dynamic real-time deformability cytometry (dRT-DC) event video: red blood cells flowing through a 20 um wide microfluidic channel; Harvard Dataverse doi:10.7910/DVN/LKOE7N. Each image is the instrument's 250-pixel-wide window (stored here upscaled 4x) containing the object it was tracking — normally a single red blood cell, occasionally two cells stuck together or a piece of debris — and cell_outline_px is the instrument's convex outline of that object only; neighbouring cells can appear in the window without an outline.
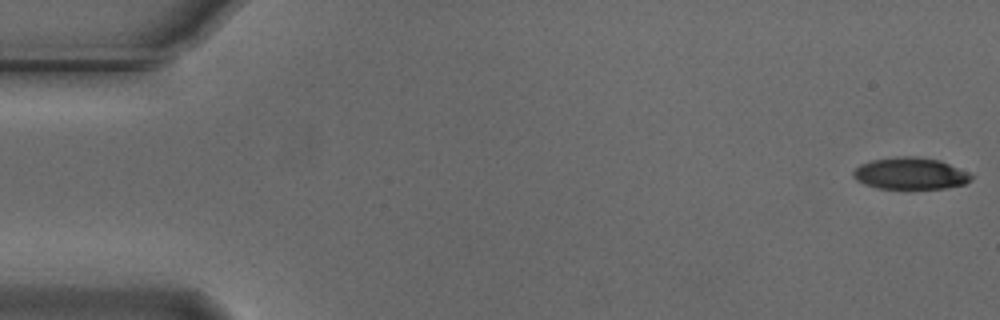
{"species": "Egyptian fruit bat (a non-hibernating species)", "species_latin": "Rousettus aegyptiacus", "temperature_condition": "cold", "stored_images_in_passage": 55, "camera_frame_rate_fps": 3000, "um_per_image_px": 0.085, "animal": {"sex": "male"}, "frame": {"image": 1, "passage_image": 1, "time_ms": 0.0, "image_size_px": [1000, 320], "cell_outline_px": [[972, 180], [964, 184], [944, 188], [876, 188], [864, 184], [856, 180], [852, 176], [852, 172], [860, 164], [872, 160], [896, 156], [916, 156], [940, 160], [968, 172], [972, 176]], "centroid_in_image_um": [77.35, 14.73], "position_along_channel_um": 7.6, "area_um2": 21.85}}
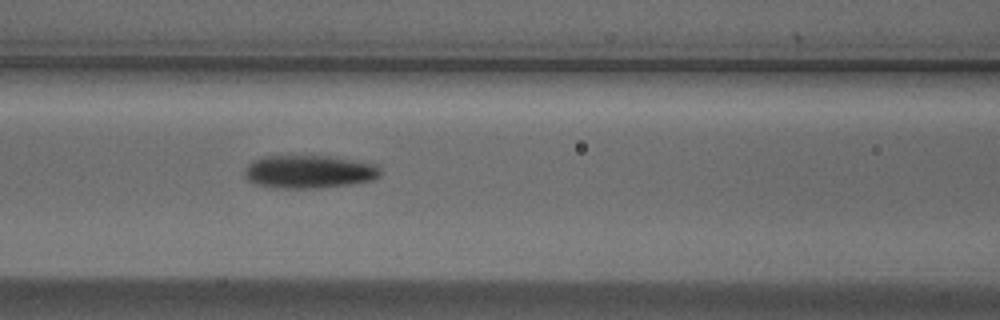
{"frame": {"image": 2, "passage_image": 23, "time_ms": 7.333, "image_size_px": [1000, 320], "cell_outline_px": [[384, 172], [380, 176], [372, 180], [348, 184], [320, 188], [284, 188], [256, 184], [248, 180], [244, 176], [244, 168], [252, 160], [260, 156], [336, 156], [380, 164]], "centroid_in_image_um": [26.33, 14.57], "position_along_channel_um": 140.3, "area_um2": 26.7}}
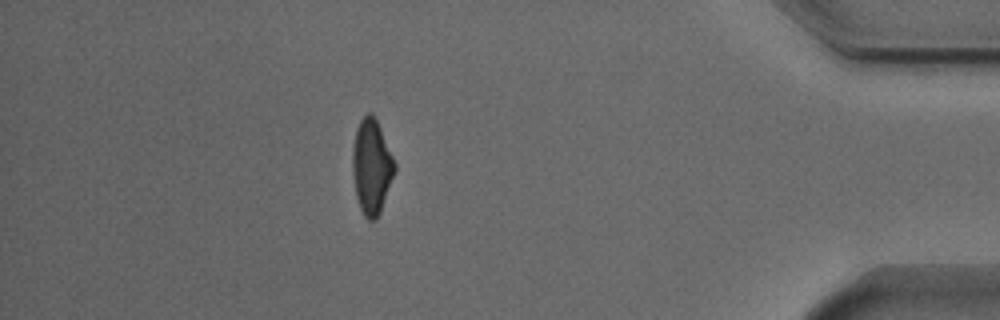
{"frame": {"image": 3, "passage_image": 48, "time_ms": 15.667, "image_size_px": [1000, 320], "cell_outline_px": [[396, 172], [380, 212], [376, 220], [368, 220], [364, 216], [360, 208], [356, 196], [352, 172], [352, 148], [356, 128], [360, 120], [368, 112], [372, 112], [380, 128], [396, 164]], "centroid_in_image_um": [31.58, 14.18], "position_along_channel_um": 403.6, "area_um2": 23.41}, "authors_computed_cell_mechanics": {"area_um2": 23.7558, "velocity_mm_per_s": 3.744, "shape_relaxation_time_tau1_ms": 4.356, "shape_relaxation_time_tau2_ms": 3.5979, "deformation_change_tau1": 0.1492, "deformation_change_tau2": 0.1182}}